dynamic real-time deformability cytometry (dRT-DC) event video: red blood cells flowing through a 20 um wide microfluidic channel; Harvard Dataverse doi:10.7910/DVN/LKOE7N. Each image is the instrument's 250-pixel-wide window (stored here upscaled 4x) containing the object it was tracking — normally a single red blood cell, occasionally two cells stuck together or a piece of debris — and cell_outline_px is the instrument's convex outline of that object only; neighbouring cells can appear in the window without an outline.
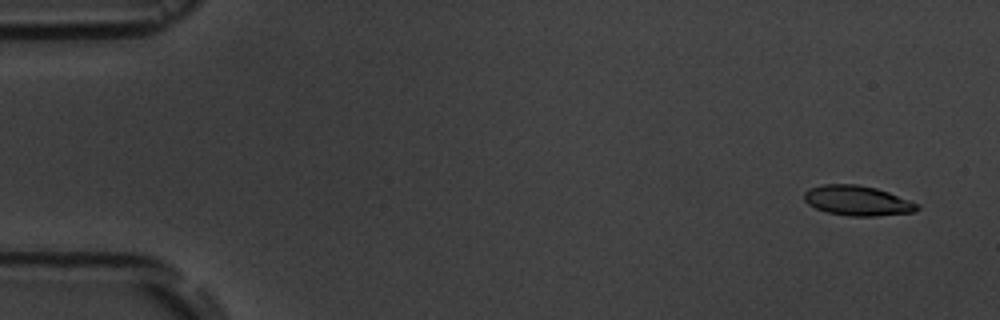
{"species": "common noctule bat (a hibernating species)", "species_latin": "Nyctalus noctula", "temperature_condition": "room temperature", "stored_images_in_passage": 4, "camera_frame_rate_fps": 3000, "um_per_image_px": 0.085, "animal": {"sex": "male", "body_mass_g": 19.5, "forearm_length_mm": 54.6}, "frame": {"image": 1, "passage_image": 1, "time_ms": 0.0, "image_size_px": [1000, 320], "cell_outline_px": [[920, 208], [912, 212], [876, 216], [848, 216], [828, 212], [816, 208], [808, 204], [804, 200], [804, 192], [808, 188], [820, 184], [856, 184], [876, 188], [888, 192], [920, 204]], "centroid_in_image_um": [72.86, 17.05], "position_along_channel_um": 12.1, "area_um2": 19.77}}
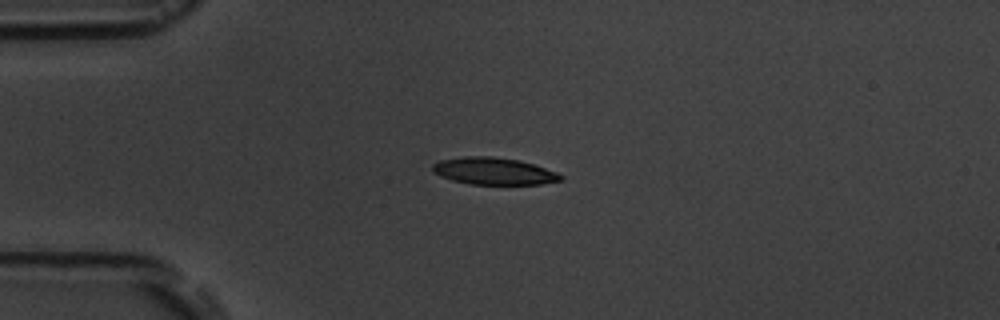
{"frame": {"image": 2, "passage_image": 3, "time_ms": 3.667, "image_size_px": [1000, 320], "cell_outline_px": [[564, 180], [540, 184], [468, 184], [452, 180], [440, 176], [432, 172], [432, 164], [440, 160], [464, 156], [492, 156], [520, 160], [556, 172], [564, 176]], "centroid_in_image_um": [41.95, 14.54], "position_along_channel_um": 43.1, "area_um2": 20.29}}